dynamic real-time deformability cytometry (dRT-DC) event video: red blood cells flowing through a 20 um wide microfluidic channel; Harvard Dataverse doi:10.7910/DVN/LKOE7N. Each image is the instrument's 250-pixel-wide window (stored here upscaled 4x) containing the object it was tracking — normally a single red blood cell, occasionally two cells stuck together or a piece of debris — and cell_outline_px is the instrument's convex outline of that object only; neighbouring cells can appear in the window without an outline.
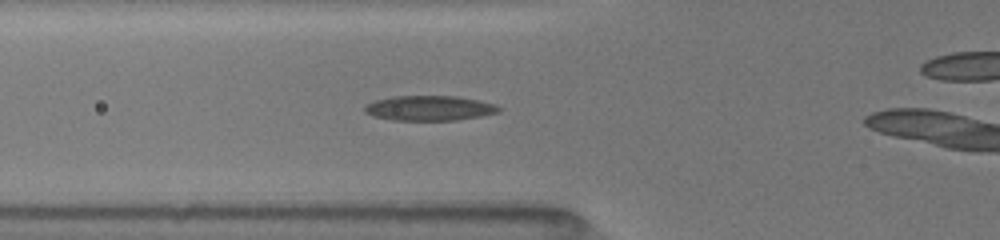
{"species": "common noctule bat (a hibernating species)", "species_latin": "Nyctalus noctula", "temperature_condition": "room temperature", "stored_images_in_passage": 8, "camera_frame_rate_fps": 3000, "um_per_image_px": 0.085, "animal": {"sex": "female", "body_mass_g": 19.5, "forearm_length_mm": 54.1}, "frame": {"image": 1, "passage_image": 7, "time_ms": 4.333, "image_size_px": [1000, 240], "cell_outline_px": [[504, 108], [500, 112], [480, 116], [456, 120], [392, 120], [372, 116], [364, 112], [364, 108], [368, 104], [376, 100], [392, 96], [456, 96], [480, 100], [496, 104]], "centroid_in_image_um": [36.55, 9.19], "position_along_channel_um": 89.3, "area_um2": 19.65}}